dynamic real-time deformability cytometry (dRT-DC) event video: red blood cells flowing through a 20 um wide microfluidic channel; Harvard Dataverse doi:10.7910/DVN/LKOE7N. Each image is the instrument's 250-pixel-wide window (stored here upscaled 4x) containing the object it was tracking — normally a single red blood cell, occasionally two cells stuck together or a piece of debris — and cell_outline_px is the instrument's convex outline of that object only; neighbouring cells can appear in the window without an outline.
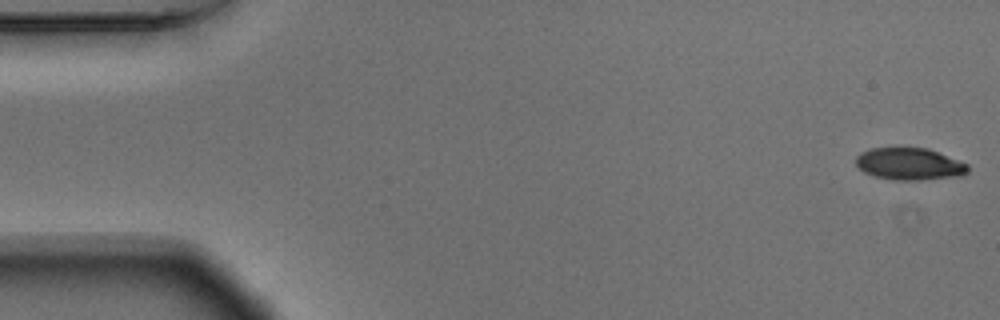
{"species": "Egyptian fruit bat (a non-hibernating species)", "species_latin": "Rousettus aegyptiacus", "temperature_condition": "warm", "stored_images_in_passage": 48, "camera_frame_rate_fps": 3000, "um_per_image_px": 0.085, "animal": {"sex": "male"}, "frame": {"image": 1, "passage_image": 1, "time_ms": 0.0, "image_size_px": [1000, 320], "cell_outline_px": [[968, 172], [964, 176], [920, 180], [892, 180], [876, 176], [864, 172], [856, 164], [856, 156], [860, 152], [868, 148], [928, 148], [968, 164]], "centroid_in_image_um": [77.31, 13.94], "position_along_channel_um": 7.7, "area_um2": 21.04}}
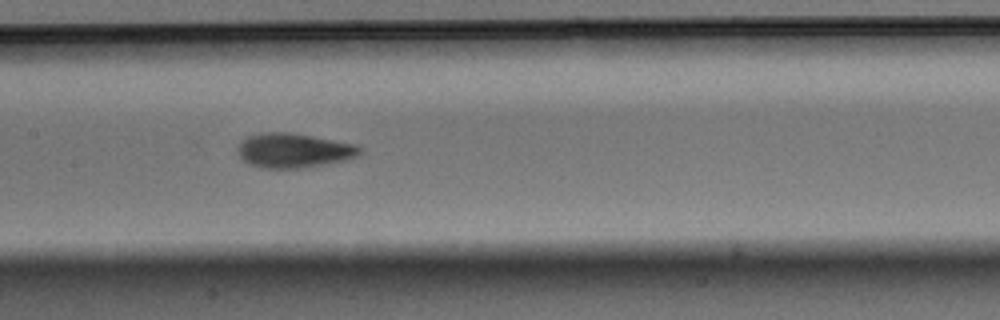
{"frame": {"image": 2, "passage_image": 26, "time_ms": 8.333, "image_size_px": [1000, 320], "cell_outline_px": [[360, 152], [356, 156], [344, 160], [324, 164], [300, 168], [260, 168], [248, 164], [236, 152], [236, 148], [240, 140], [248, 136], [264, 132], [288, 132], [312, 136], [352, 144], [360, 148]], "centroid_in_image_um": [24.85, 12.79], "position_along_channel_um": 182.5, "area_um2": 24.33}}
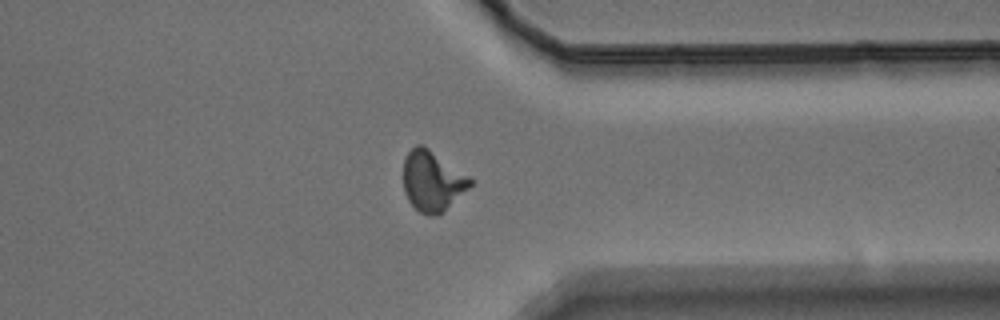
{"frame": {"image": 3, "passage_image": 42, "time_ms": 13.667, "image_size_px": [1000, 320], "cell_outline_px": [[472, 184], [444, 212], [436, 216], [428, 216], [420, 212], [408, 200], [404, 192], [404, 160], [408, 152], [416, 144], [420, 144], [428, 148], [468, 176], [472, 180]], "centroid_in_image_um": [36.73, 15.41], "position_along_channel_um": 374.7, "area_um2": 23.18}, "authors_computed_cell_mechanics": {"area_um2": 23.0911, "velocity_mm_per_s": 3.6856, "shape_relaxation_time_tau1_ms": 3.298, "shape_relaxation_time_tau2_ms": 2.2822, "deformation_change_tau1": 0.1656, "deformation_change_tau2": 0.0785}}